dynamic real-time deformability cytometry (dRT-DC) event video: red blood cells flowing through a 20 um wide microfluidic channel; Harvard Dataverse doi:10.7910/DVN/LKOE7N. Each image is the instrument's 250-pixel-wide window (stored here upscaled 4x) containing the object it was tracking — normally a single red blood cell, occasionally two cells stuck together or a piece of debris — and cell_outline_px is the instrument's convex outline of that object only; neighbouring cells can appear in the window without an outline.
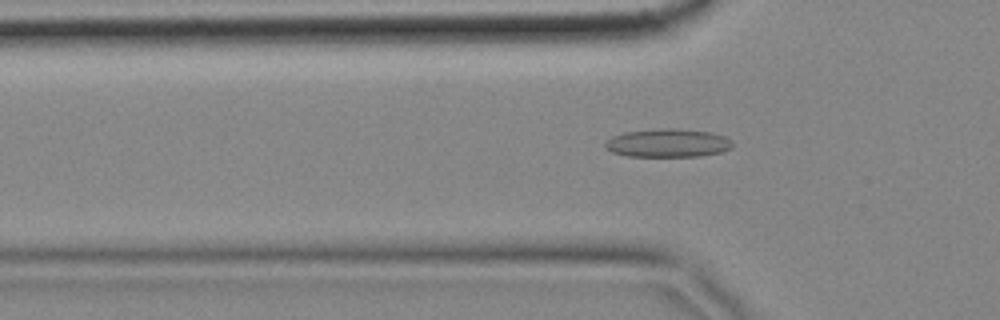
{"species": "common noctule bat (a hibernating species)", "species_latin": "Nyctalus noctula", "temperature_condition": "cold", "stored_images_in_passage": 57, "camera_frame_rate_fps": 3000, "um_per_image_px": 0.085, "animal": {"sex": "female", "body_mass_g": 18.4}, "frame": {"image": 1, "passage_image": 17, "time_ms": 5.333, "image_size_px": [1000, 320], "cell_outline_px": [[732, 148], [724, 152], [700, 156], [628, 156], [612, 152], [604, 148], [604, 144], [612, 136], [624, 132], [660, 128], [676, 128], [708, 132], [724, 136], [732, 140]], "centroid_in_image_um": [56.77, 12.16], "position_along_channel_um": 69.0, "area_um2": 21.15}}
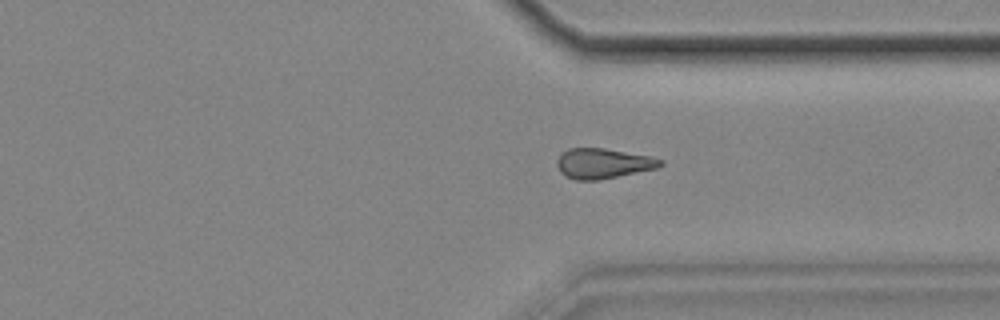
{"frame": {"image": 2, "passage_image": 42, "time_ms": 13.667, "image_size_px": [1000, 320], "cell_outline_px": [[664, 164], [656, 168], [600, 180], [576, 180], [564, 176], [560, 172], [556, 164], [556, 160], [560, 152], [568, 148], [604, 148], [652, 156], [664, 160]], "centroid_in_image_um": [51.23, 13.88], "position_along_channel_um": 360.2, "area_um2": 18.44}}
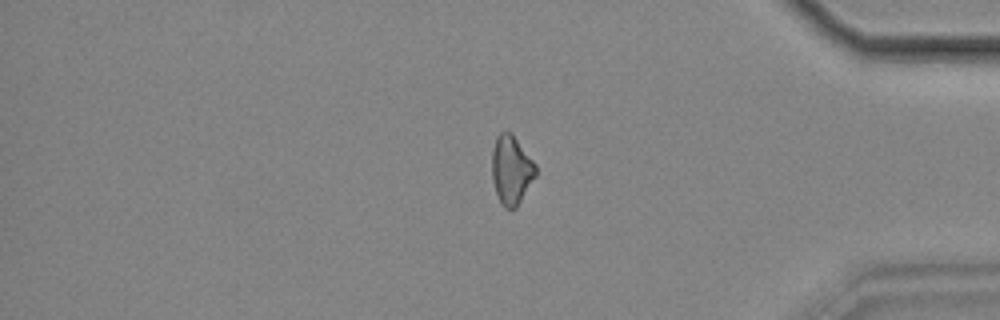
{"frame": {"image": 3, "passage_image": 47, "time_ms": 15.333, "image_size_px": [1000, 320], "cell_outline_px": [[536, 176], [516, 208], [504, 208], [500, 204], [492, 180], [492, 148], [496, 136], [500, 132], [512, 132], [536, 164]], "centroid_in_image_um": [43.45, 14.43], "position_along_channel_um": 391.7, "area_um2": 17.74}}